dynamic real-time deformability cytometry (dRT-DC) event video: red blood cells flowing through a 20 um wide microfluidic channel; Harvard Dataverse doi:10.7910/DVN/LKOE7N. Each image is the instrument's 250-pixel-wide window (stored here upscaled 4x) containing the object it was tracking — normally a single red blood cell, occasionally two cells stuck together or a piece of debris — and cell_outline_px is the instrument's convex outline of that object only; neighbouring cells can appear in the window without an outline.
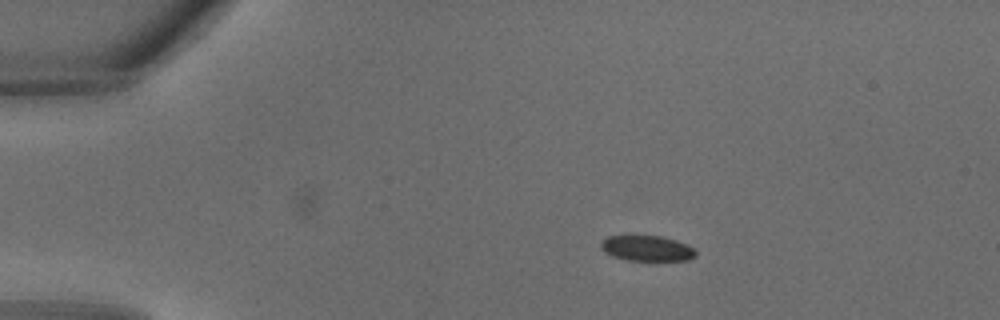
{"species": "common noctule bat (a hibernating species)", "species_latin": "Nyctalus noctula", "temperature_condition": "warm", "stored_images_in_passage": 28, "camera_frame_rate_fps": 3000, "um_per_image_px": 0.085, "animal": {"sex": "male", "body_mass_g": 18.8}, "frame": {"image": 1, "passage_image": 1, "time_ms": 0.0, "image_size_px": [1000, 320], "cell_outline_px": [[696, 256], [688, 260], [628, 260], [612, 256], [604, 252], [600, 248], [600, 244], [608, 236], [660, 236], [676, 240], [688, 244], [696, 252]], "centroid_in_image_um": [54.99, 21.11], "position_along_channel_um": 30.0, "area_um2": 13.99}}
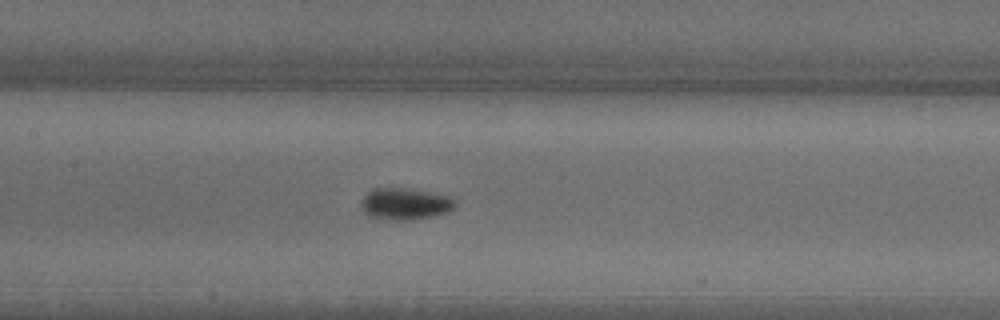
{"frame": {"image": 2, "passage_image": 11, "time_ms": 3.333, "image_size_px": [1000, 320], "cell_outline_px": [[456, 204], [448, 212], [432, 216], [368, 216], [364, 212], [360, 204], [360, 200], [372, 188], [408, 188], [432, 192], [452, 196]], "centroid_in_image_um": [34.45, 17.23], "position_along_channel_um": 173.0, "area_um2": 16.36}}
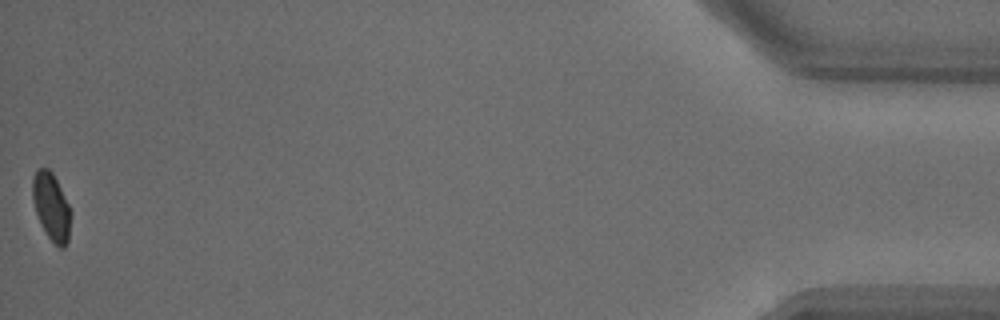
{"frame": {"image": 3, "passage_image": 28, "time_ms": 9.0, "image_size_px": [1000, 320], "cell_outline_px": [[72, 212], [68, 240], [64, 248], [60, 248], [48, 236], [36, 212], [32, 200], [32, 176], [36, 168], [48, 168], [52, 172]], "centroid_in_image_um": [4.36, 17.53], "position_along_channel_um": 430.8, "area_um2": 14.91}}